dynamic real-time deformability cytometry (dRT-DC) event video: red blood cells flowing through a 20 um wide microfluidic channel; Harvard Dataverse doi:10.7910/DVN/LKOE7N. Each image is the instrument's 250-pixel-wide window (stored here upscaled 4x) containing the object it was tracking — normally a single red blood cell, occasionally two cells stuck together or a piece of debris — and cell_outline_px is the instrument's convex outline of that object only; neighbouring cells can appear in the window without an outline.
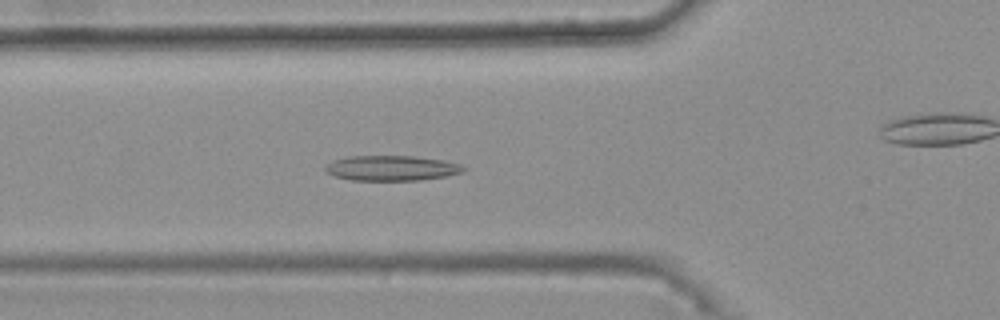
{"species": "common noctule bat (a hibernating species)", "species_latin": "Nyctalus noctula", "temperature_condition": "warm", "stored_images_in_passage": 40, "camera_frame_rate_fps": 3000, "um_per_image_px": 0.085, "animal": {"sex": "female", "body_mass_g": 25.1}, "frame": {"image": 1, "passage_image": 13, "time_ms": 4.0, "image_size_px": [1000, 320], "cell_outline_px": [[468, 168], [464, 172], [448, 176], [420, 180], [348, 180], [324, 172], [324, 164], [332, 160], [348, 156], [412, 156], [444, 160], [460, 164]], "centroid_in_image_um": [33.27, 14.29], "position_along_channel_um": 92.5, "area_um2": 20.58}}
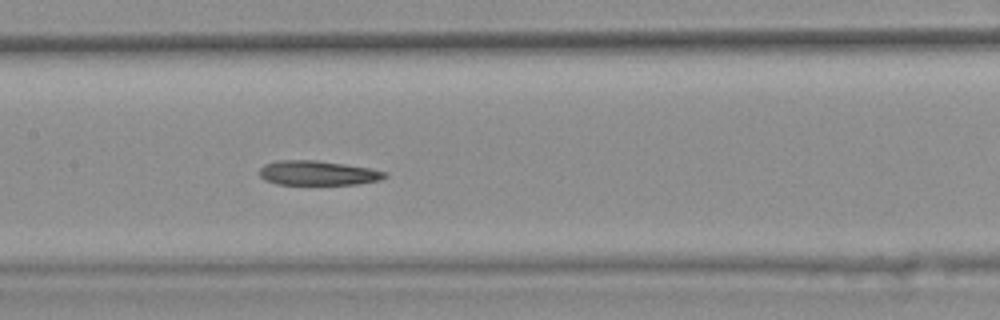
{"frame": {"image": 2, "passage_image": 20, "time_ms": 6.333, "image_size_px": [1000, 320], "cell_outline_px": [[388, 176], [380, 180], [356, 184], [276, 184], [264, 180], [260, 176], [260, 168], [264, 164], [280, 160], [316, 160], [344, 164], [368, 168], [388, 172]], "centroid_in_image_um": [27.01, 14.7], "position_along_channel_um": 180.4, "area_um2": 17.86}}
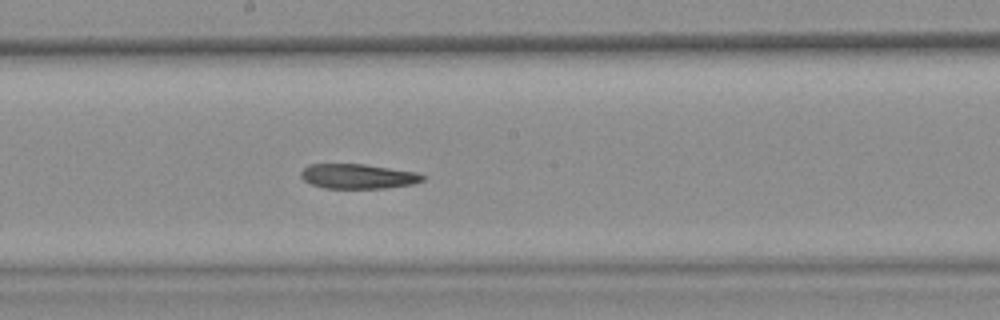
{"frame": {"image": 3, "passage_image": 23, "time_ms": 7.333, "image_size_px": [1000, 320], "cell_outline_px": [[424, 180], [412, 184], [384, 188], [324, 188], [312, 184], [304, 180], [300, 176], [300, 172], [308, 164], [364, 164], [416, 172], [424, 176]], "centroid_in_image_um": [30.4, 14.98], "position_along_channel_um": 217.8, "area_um2": 17.46}}